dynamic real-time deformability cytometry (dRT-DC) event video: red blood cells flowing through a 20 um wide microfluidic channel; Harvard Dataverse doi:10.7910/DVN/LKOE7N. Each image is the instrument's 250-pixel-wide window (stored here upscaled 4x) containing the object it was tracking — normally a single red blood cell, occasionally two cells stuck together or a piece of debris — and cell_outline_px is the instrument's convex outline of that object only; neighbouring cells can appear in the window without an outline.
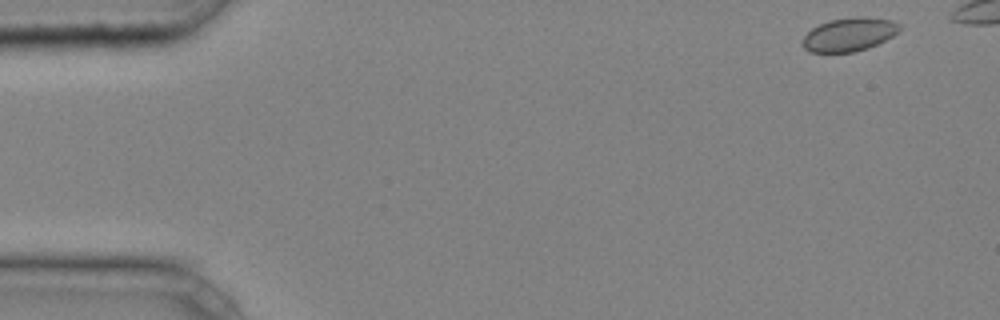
{"species": "common noctule bat (a hibernating species)", "species_latin": "Nyctalus noctula", "temperature_condition": "cold", "stored_images_in_passage": 40, "camera_frame_rate_fps": 3000, "um_per_image_px": 0.085, "animal": {"sex": "male", "body_mass_g": 20.4}, "frame": {"image": 1, "passage_image": 1, "time_ms": 0.0, "image_size_px": [1000, 320], "cell_outline_px": [[904, 28], [892, 36], [868, 48], [856, 52], [808, 52], [800, 44], [804, 36], [812, 28], [828, 20], [856, 16], [864, 16], [892, 20], [904, 24]], "centroid_in_image_um": [72.21, 2.91], "position_along_channel_um": 12.8, "area_um2": 19.31}, "authors_computed_cell_mechanics": {"area_um2": 18.9584, "velocity_mm_per_s": 4.2065, "shape_relaxation_time_tau1_ms": 1.3831, "shape_relaxation_time_tau2_ms": 2.7413, "deformation_change_tau1": 0.0215, "deformation_change_tau2": 0.0352}}